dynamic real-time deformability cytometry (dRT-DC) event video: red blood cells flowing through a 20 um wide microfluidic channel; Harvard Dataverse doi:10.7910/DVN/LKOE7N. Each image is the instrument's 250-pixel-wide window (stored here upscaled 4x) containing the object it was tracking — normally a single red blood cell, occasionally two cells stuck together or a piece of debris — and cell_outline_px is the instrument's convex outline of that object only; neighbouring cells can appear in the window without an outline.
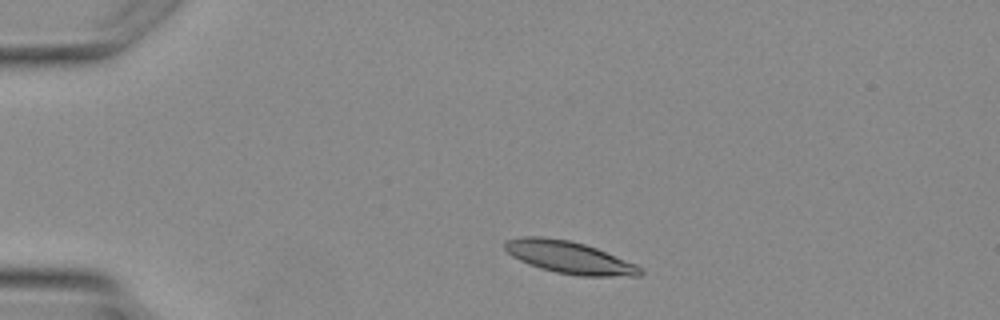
{"species": "Egyptian fruit bat (a non-hibernating species)", "species_latin": "Rousettus aegyptiacus", "temperature_condition": "warm", "stored_images_in_passage": 2, "camera_frame_rate_fps": 3000, "um_per_image_px": 0.085, "animal": {"sex": "female"}, "frame": {"image": 1, "passage_image": 1, "time_ms": 0.0, "image_size_px": [1000, 320], "cell_outline_px": [[644, 272], [640, 276], [580, 276], [556, 272], [540, 268], [528, 264], [512, 256], [504, 248], [504, 244], [508, 240], [524, 236], [540, 236], [568, 240], [584, 244], [596, 248], [636, 264], [644, 268]], "centroid_in_image_um": [48.42, 21.89], "position_along_channel_um": 36.6, "area_um2": 25.37}}